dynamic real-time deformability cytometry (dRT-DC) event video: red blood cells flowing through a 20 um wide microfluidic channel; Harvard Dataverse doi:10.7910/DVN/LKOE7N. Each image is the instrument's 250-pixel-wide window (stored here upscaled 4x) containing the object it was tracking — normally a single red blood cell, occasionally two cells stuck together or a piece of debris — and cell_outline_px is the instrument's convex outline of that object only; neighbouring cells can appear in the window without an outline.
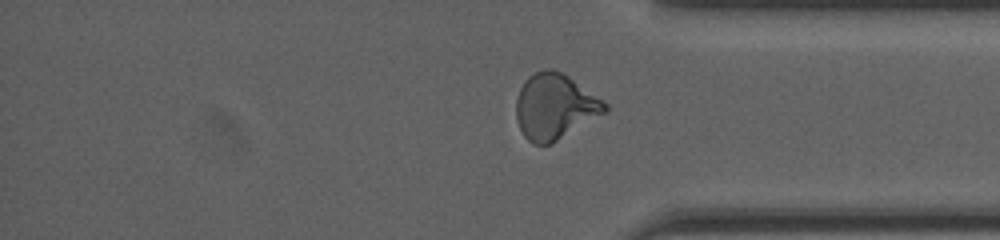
{"species": "human", "species_latin": "Homo sapiens", "temperature_condition": "cold", "stored_images_in_passage": 26, "segment_of_instrument_passage": [2, 2], "camera_frame_rate_fps": 3000, "um_per_image_px": 0.085, "donor": {"sex": "female"}, "frame": {"image": 1, "passage_image": 26, "time_ms": 19.0, "image_size_px": [1000, 240], "cell_outline_px": [[608, 112], [552, 144], [532, 144], [524, 136], [516, 120], [516, 100], [520, 88], [524, 80], [528, 76], [536, 72], [548, 68], [552, 68], [568, 76], [608, 104]], "centroid_in_image_um": [47.16, 9.08], "position_along_channel_um": 388.0, "area_um2": 34.04}}